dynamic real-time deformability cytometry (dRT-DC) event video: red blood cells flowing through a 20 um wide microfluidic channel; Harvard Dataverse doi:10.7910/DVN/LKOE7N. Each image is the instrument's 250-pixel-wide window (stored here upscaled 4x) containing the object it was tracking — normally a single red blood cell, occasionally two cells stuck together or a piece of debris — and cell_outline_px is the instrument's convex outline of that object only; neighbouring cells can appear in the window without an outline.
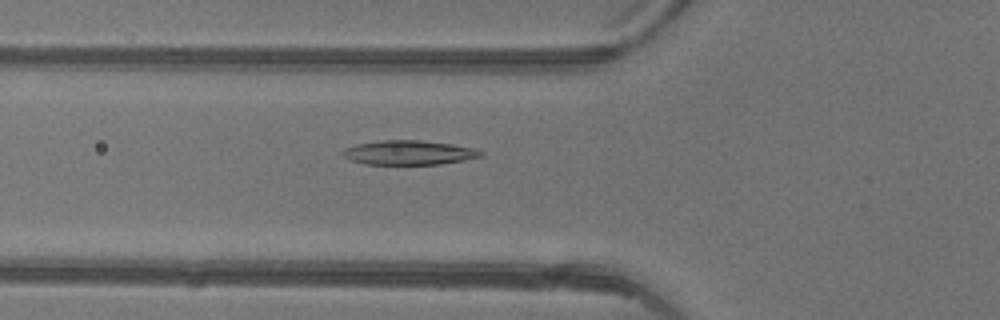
{"species": "common noctule bat (a hibernating species)", "species_latin": "Nyctalus noctula", "temperature_condition": "warm", "stored_images_in_passage": 34, "camera_frame_rate_fps": 3000, "um_per_image_px": 0.085, "animal": {"sex": "female"}, "frame": {"image": 1, "passage_image": 4, "time_ms": 1.0, "image_size_px": [1000, 320], "cell_outline_px": [[484, 156], [464, 160], [440, 164], [364, 164], [352, 160], [344, 156], [340, 152], [344, 148], [356, 144], [380, 140], [420, 140], [452, 144], [472, 148], [484, 152]], "centroid_in_image_um": [34.74, 12.97], "position_along_channel_um": 91.1, "area_um2": 19.59}}
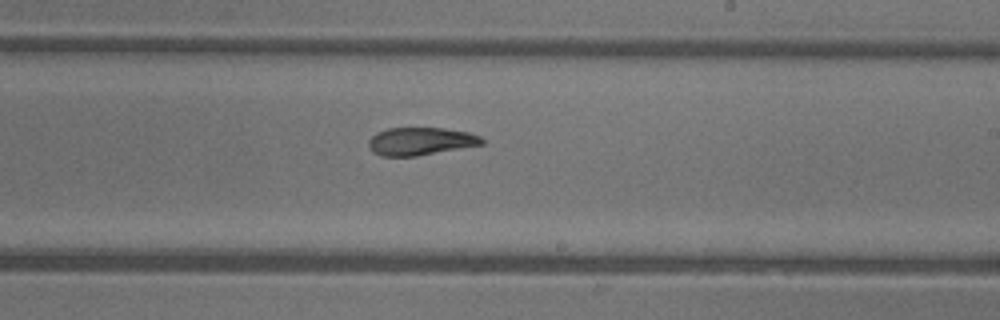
{"frame": {"image": 2, "passage_image": 15, "time_ms": 4.667, "image_size_px": [1000, 320], "cell_outline_px": [[484, 144], [416, 156], [380, 156], [372, 152], [368, 148], [368, 140], [376, 132], [388, 128], [444, 128], [468, 132], [480, 136], [484, 140]], "centroid_in_image_um": [35.71, 12.01], "position_along_channel_um": 253.3, "area_um2": 18.44}}
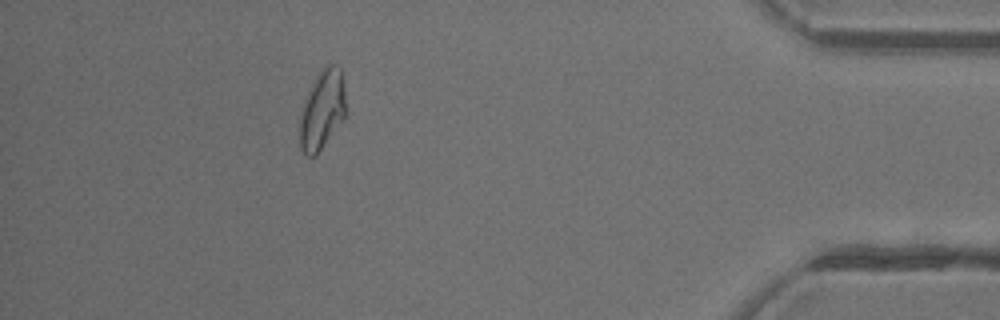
{"frame": {"image": 3, "passage_image": 29, "time_ms": 9.333, "image_size_px": [1000, 320], "cell_outline_px": [[344, 120], [316, 156], [308, 156], [300, 148], [300, 116], [304, 100], [308, 88], [320, 68], [328, 64], [332, 64], [340, 68], [344, 88]], "centroid_in_image_um": [27.37, 9.33], "position_along_channel_um": 407.8, "area_um2": 21.39}, "authors_computed_cell_mechanics": {"area_um2": 19.7965, "velocity_mm_per_s": 4.4083, "shape_relaxation_time_tau1_ms": 5.0983, "shape_relaxation_time_tau2_ms": 3.5757, "deformation_change_tau1": 0.1845, "deformation_change_tau2": 0.1232}}